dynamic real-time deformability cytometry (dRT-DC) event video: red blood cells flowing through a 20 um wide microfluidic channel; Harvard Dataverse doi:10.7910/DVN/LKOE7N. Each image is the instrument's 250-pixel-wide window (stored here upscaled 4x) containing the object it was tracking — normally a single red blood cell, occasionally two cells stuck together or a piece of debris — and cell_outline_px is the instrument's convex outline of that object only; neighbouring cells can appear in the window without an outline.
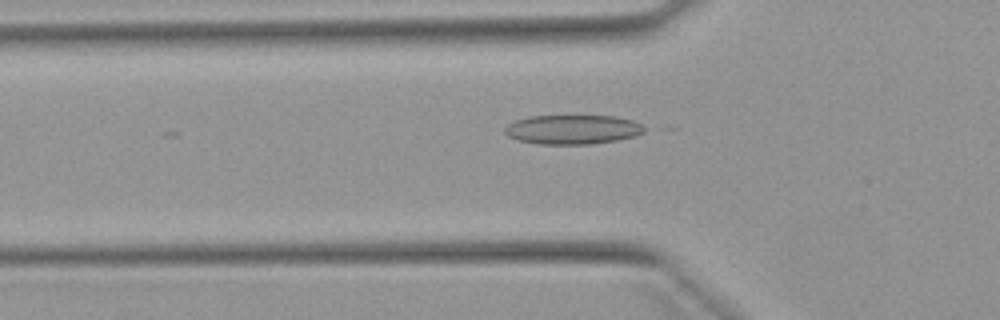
{"species": "Egyptian fruit bat (a non-hibernating species)", "species_latin": "Rousettus aegyptiacus", "temperature_condition": "warm", "stored_images_in_passage": 25, "camera_frame_rate_fps": 3000, "um_per_image_px": 0.085, "animal": {"sex": "female"}, "frame": {"image": 1, "passage_image": 17, "time_ms": 5.333, "image_size_px": [1000, 320], "cell_outline_px": [[648, 128], [644, 132], [636, 136], [620, 140], [592, 144], [536, 144], [520, 140], [508, 136], [504, 132], [504, 128], [508, 124], [516, 120], [528, 116], [616, 116], [632, 120]], "centroid_in_image_um": [48.71, 11.01], "position_along_channel_um": 77.1, "area_um2": 24.04}}
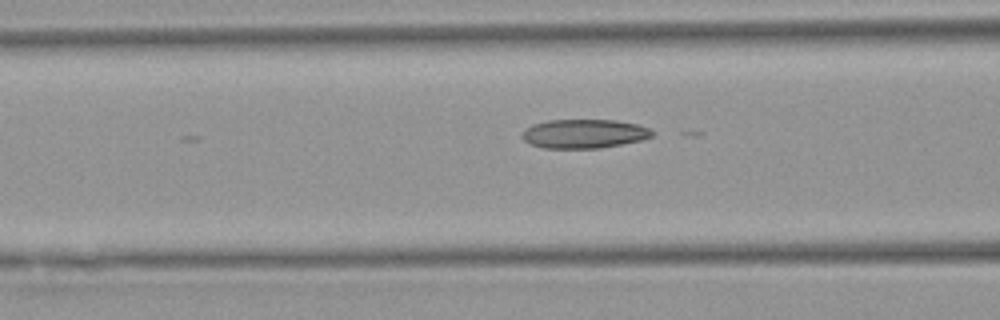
{"frame": {"image": 2, "passage_image": 20, "time_ms": 6.333, "image_size_px": [1000, 320], "cell_outline_px": [[652, 136], [644, 140], [600, 148], [544, 148], [528, 144], [520, 136], [524, 128], [532, 124], [548, 120], [616, 120], [636, 124], [648, 128], [652, 132]], "centroid_in_image_um": [49.59, 11.37], "position_along_channel_um": 117.0, "area_um2": 22.14}}
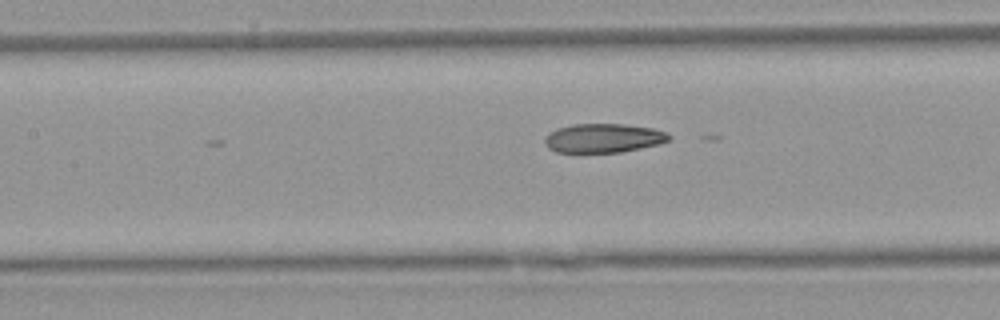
{"frame": {"image": 3, "passage_image": 23, "time_ms": 7.333, "image_size_px": [1000, 320], "cell_outline_px": [[672, 136], [668, 140], [660, 144], [620, 152], [556, 152], [548, 148], [544, 144], [544, 136], [556, 128], [572, 124], [624, 124], [652, 128], [664, 132]], "centroid_in_image_um": [51.24, 11.73], "position_along_channel_um": 156.2, "area_um2": 21.04}}